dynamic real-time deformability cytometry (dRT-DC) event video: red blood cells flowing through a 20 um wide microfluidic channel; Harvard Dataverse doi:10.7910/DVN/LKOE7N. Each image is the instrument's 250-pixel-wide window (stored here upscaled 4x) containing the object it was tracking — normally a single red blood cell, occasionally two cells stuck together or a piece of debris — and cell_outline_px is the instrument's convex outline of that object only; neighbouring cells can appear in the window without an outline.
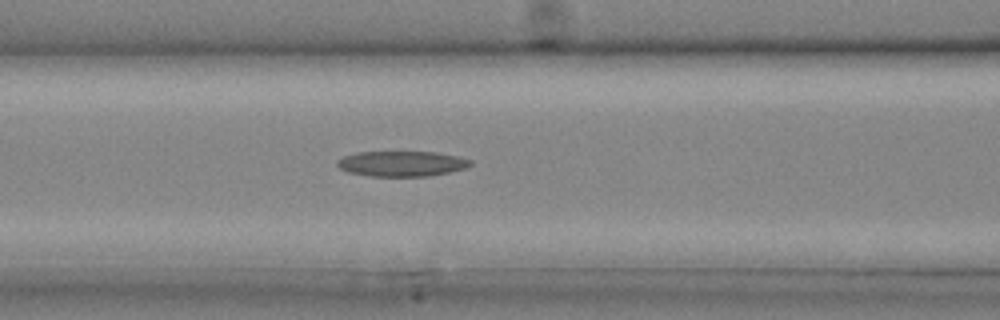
{"species": "common noctule bat (a hibernating species)", "species_latin": "Nyctalus noctula", "temperature_condition": "cold", "stored_images_in_passage": 13, "camera_frame_rate_fps": 3000, "um_per_image_px": 0.085, "animal": {"sex": "male", "body_mass_g": 20.4}, "frame": {"image": 1, "passage_image": 11, "time_ms": 3.333, "image_size_px": [1000, 320], "cell_outline_px": [[472, 164], [468, 168], [428, 176], [372, 176], [348, 172], [340, 168], [336, 164], [336, 160], [344, 156], [356, 152], [436, 152], [456, 156], [472, 160]], "centroid_in_image_um": [34.15, 13.91], "position_along_channel_um": 132.5, "area_um2": 19.65}}
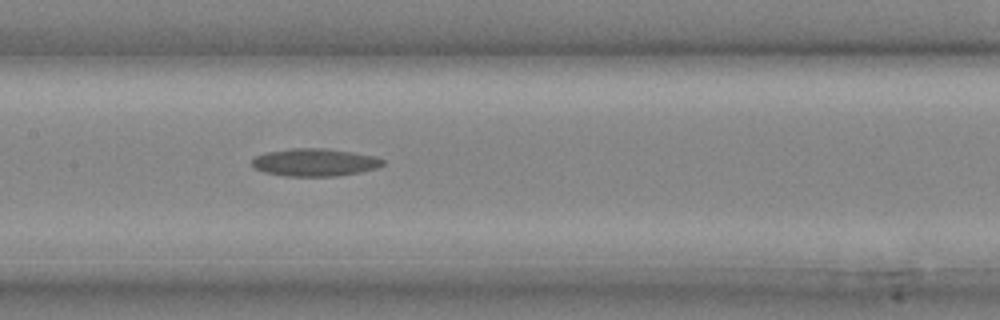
{"frame": {"image": 2, "passage_image": 13, "time_ms": 4.0, "image_size_px": [1000, 320], "cell_outline_px": [[384, 164], [376, 168], [360, 172], [336, 176], [284, 176], [264, 172], [256, 168], [252, 164], [252, 160], [256, 156], [268, 152], [292, 148], [324, 148], [352, 152], [376, 156], [384, 160]], "centroid_in_image_um": [26.77, 13.8], "position_along_channel_um": 180.6, "area_um2": 20.98}}